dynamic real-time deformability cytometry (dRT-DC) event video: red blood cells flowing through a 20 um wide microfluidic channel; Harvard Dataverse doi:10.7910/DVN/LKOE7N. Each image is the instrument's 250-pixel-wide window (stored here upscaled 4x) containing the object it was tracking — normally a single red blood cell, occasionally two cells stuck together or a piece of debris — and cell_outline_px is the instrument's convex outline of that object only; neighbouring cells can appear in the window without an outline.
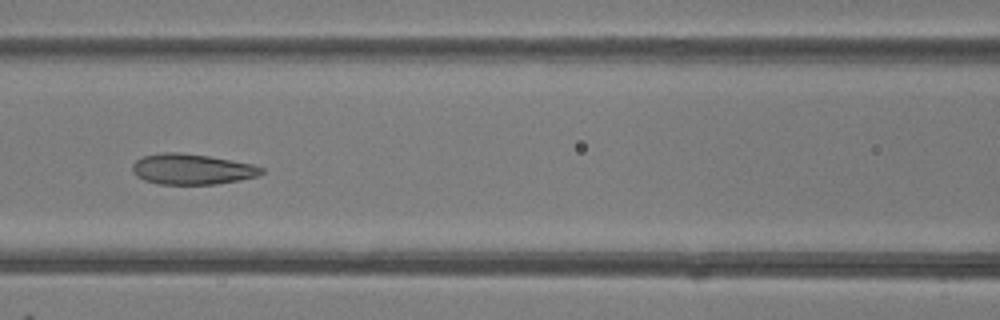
{"species": "common noctule bat (a hibernating species)", "species_latin": "Nyctalus noctula", "temperature_condition": "room temperature", "stored_images_in_passage": 30, "camera_frame_rate_fps": 3000, "um_per_image_px": 0.085, "animal": {"sex": "female"}, "frame": {"image": 1, "passage_image": 22, "time_ms": 7.0, "image_size_px": [1000, 320], "cell_outline_px": [[264, 172], [256, 176], [240, 180], [216, 184], [160, 184], [144, 180], [136, 176], [132, 172], [132, 164], [136, 160], [144, 156], [164, 152], [180, 152], [208, 156], [252, 164], [264, 168]], "centroid_in_image_um": [16.29, 14.38], "position_along_channel_um": 150.3, "area_um2": 22.95}}